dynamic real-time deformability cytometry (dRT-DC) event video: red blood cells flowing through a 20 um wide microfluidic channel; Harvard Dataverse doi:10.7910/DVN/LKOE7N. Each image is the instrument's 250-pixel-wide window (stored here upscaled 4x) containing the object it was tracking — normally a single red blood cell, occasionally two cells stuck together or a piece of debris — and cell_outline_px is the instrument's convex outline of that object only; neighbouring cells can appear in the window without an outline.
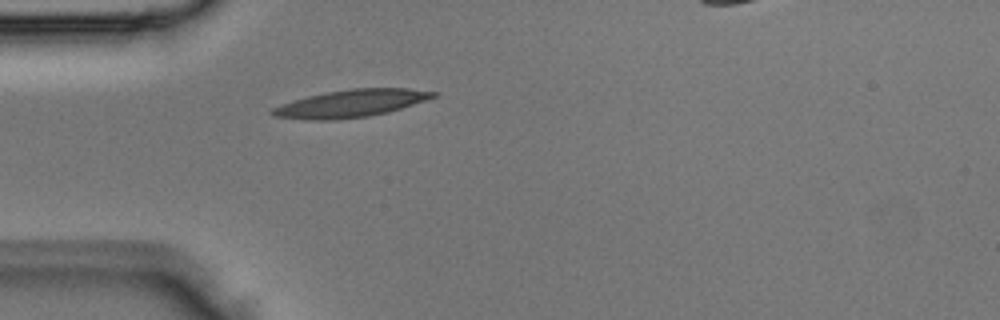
{"species": "Egyptian fruit bat (a non-hibernating species)", "species_latin": "Rousettus aegyptiacus", "temperature_condition": "room temperature", "stored_images_in_passage": 4, "camera_frame_rate_fps": 3000, "um_per_image_px": 0.085, "animal": {"sex": "male"}, "frame": {"image": 1, "passage_image": 4, "time_ms": 1.0, "image_size_px": [1000, 320], "cell_outline_px": [[440, 96], [388, 112], [368, 116], [332, 120], [308, 120], [272, 116], [268, 112], [272, 108], [280, 104], [292, 100], [308, 96], [328, 92], [352, 88], [408, 88], [440, 92]], "centroid_in_image_um": [29.85, 8.79], "position_along_channel_um": 55.2, "area_um2": 25.95}}